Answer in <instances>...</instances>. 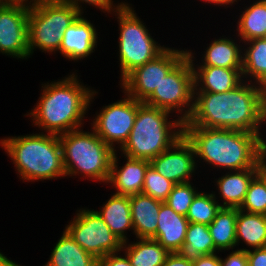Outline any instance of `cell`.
<instances>
[{
  "mask_svg": "<svg viewBox=\"0 0 266 266\" xmlns=\"http://www.w3.org/2000/svg\"><path fill=\"white\" fill-rule=\"evenodd\" d=\"M238 20L236 30L242 41L266 38V0H258L245 8Z\"/></svg>",
  "mask_w": 266,
  "mask_h": 266,
  "instance_id": "f1b7e54d",
  "label": "cell"
},
{
  "mask_svg": "<svg viewBox=\"0 0 266 266\" xmlns=\"http://www.w3.org/2000/svg\"><path fill=\"white\" fill-rule=\"evenodd\" d=\"M162 201L142 193L130 196L133 233L136 238H153L158 228Z\"/></svg>",
  "mask_w": 266,
  "mask_h": 266,
  "instance_id": "d6986e66",
  "label": "cell"
},
{
  "mask_svg": "<svg viewBox=\"0 0 266 266\" xmlns=\"http://www.w3.org/2000/svg\"><path fill=\"white\" fill-rule=\"evenodd\" d=\"M205 2H208V3H213L214 5H220V6H222V5H232V4H234V2H237V0H204Z\"/></svg>",
  "mask_w": 266,
  "mask_h": 266,
  "instance_id": "b9f144b4",
  "label": "cell"
},
{
  "mask_svg": "<svg viewBox=\"0 0 266 266\" xmlns=\"http://www.w3.org/2000/svg\"><path fill=\"white\" fill-rule=\"evenodd\" d=\"M71 221L65 231L96 259L122 251V241L111 232L97 210L79 209Z\"/></svg>",
  "mask_w": 266,
  "mask_h": 266,
  "instance_id": "30bf717a",
  "label": "cell"
},
{
  "mask_svg": "<svg viewBox=\"0 0 266 266\" xmlns=\"http://www.w3.org/2000/svg\"><path fill=\"white\" fill-rule=\"evenodd\" d=\"M192 266H221L220 257L217 253L202 255L199 259L192 262Z\"/></svg>",
  "mask_w": 266,
  "mask_h": 266,
  "instance_id": "f35d334b",
  "label": "cell"
},
{
  "mask_svg": "<svg viewBox=\"0 0 266 266\" xmlns=\"http://www.w3.org/2000/svg\"><path fill=\"white\" fill-rule=\"evenodd\" d=\"M44 266H97V259L64 230Z\"/></svg>",
  "mask_w": 266,
  "mask_h": 266,
  "instance_id": "7402d4cb",
  "label": "cell"
},
{
  "mask_svg": "<svg viewBox=\"0 0 266 266\" xmlns=\"http://www.w3.org/2000/svg\"><path fill=\"white\" fill-rule=\"evenodd\" d=\"M178 253L191 262L202 255L217 253L208 225L189 222L185 241Z\"/></svg>",
  "mask_w": 266,
  "mask_h": 266,
  "instance_id": "484cf974",
  "label": "cell"
},
{
  "mask_svg": "<svg viewBox=\"0 0 266 266\" xmlns=\"http://www.w3.org/2000/svg\"><path fill=\"white\" fill-rule=\"evenodd\" d=\"M66 176L79 173L85 178L107 183L115 152L92 129H76L59 135Z\"/></svg>",
  "mask_w": 266,
  "mask_h": 266,
  "instance_id": "8992f818",
  "label": "cell"
},
{
  "mask_svg": "<svg viewBox=\"0 0 266 266\" xmlns=\"http://www.w3.org/2000/svg\"><path fill=\"white\" fill-rule=\"evenodd\" d=\"M175 183L160 175L151 165L147 168L142 194L164 202Z\"/></svg>",
  "mask_w": 266,
  "mask_h": 266,
  "instance_id": "1f68e13d",
  "label": "cell"
},
{
  "mask_svg": "<svg viewBox=\"0 0 266 266\" xmlns=\"http://www.w3.org/2000/svg\"><path fill=\"white\" fill-rule=\"evenodd\" d=\"M0 145L24 181L66 177L59 135L49 133L6 137Z\"/></svg>",
  "mask_w": 266,
  "mask_h": 266,
  "instance_id": "277c9868",
  "label": "cell"
},
{
  "mask_svg": "<svg viewBox=\"0 0 266 266\" xmlns=\"http://www.w3.org/2000/svg\"><path fill=\"white\" fill-rule=\"evenodd\" d=\"M28 17L29 8L26 6L0 5V53L20 59L30 57Z\"/></svg>",
  "mask_w": 266,
  "mask_h": 266,
  "instance_id": "4fadbf2b",
  "label": "cell"
},
{
  "mask_svg": "<svg viewBox=\"0 0 266 266\" xmlns=\"http://www.w3.org/2000/svg\"><path fill=\"white\" fill-rule=\"evenodd\" d=\"M192 143L183 135L171 147L150 160V165L175 184L190 182L197 163Z\"/></svg>",
  "mask_w": 266,
  "mask_h": 266,
  "instance_id": "5bb4252c",
  "label": "cell"
},
{
  "mask_svg": "<svg viewBox=\"0 0 266 266\" xmlns=\"http://www.w3.org/2000/svg\"><path fill=\"white\" fill-rule=\"evenodd\" d=\"M245 43L249 44L242 52V77L253 78L256 84L266 89V38H258ZM250 75V76H249Z\"/></svg>",
  "mask_w": 266,
  "mask_h": 266,
  "instance_id": "83f0119b",
  "label": "cell"
},
{
  "mask_svg": "<svg viewBox=\"0 0 266 266\" xmlns=\"http://www.w3.org/2000/svg\"><path fill=\"white\" fill-rule=\"evenodd\" d=\"M162 266H192V262L182 257L178 252L170 253Z\"/></svg>",
  "mask_w": 266,
  "mask_h": 266,
  "instance_id": "74e56055",
  "label": "cell"
},
{
  "mask_svg": "<svg viewBox=\"0 0 266 266\" xmlns=\"http://www.w3.org/2000/svg\"><path fill=\"white\" fill-rule=\"evenodd\" d=\"M69 4H71L75 9H77L81 14L83 13L82 11V5L80 3H87L89 5H92L95 8H98L102 10L104 13H109L111 14V11L114 13L115 10L120 8L124 3H118V5L113 4V0H63ZM79 2V3H78Z\"/></svg>",
  "mask_w": 266,
  "mask_h": 266,
  "instance_id": "836d02e7",
  "label": "cell"
},
{
  "mask_svg": "<svg viewBox=\"0 0 266 266\" xmlns=\"http://www.w3.org/2000/svg\"><path fill=\"white\" fill-rule=\"evenodd\" d=\"M119 22V61L122 81L135 68L156 58L167 47H161L146 29L133 8L125 3L114 11ZM135 12V13H134Z\"/></svg>",
  "mask_w": 266,
  "mask_h": 266,
  "instance_id": "ba28073f",
  "label": "cell"
},
{
  "mask_svg": "<svg viewBox=\"0 0 266 266\" xmlns=\"http://www.w3.org/2000/svg\"><path fill=\"white\" fill-rule=\"evenodd\" d=\"M82 15L66 28L61 40L59 52L71 61L88 57L97 46L96 28Z\"/></svg>",
  "mask_w": 266,
  "mask_h": 266,
  "instance_id": "9a60e30c",
  "label": "cell"
},
{
  "mask_svg": "<svg viewBox=\"0 0 266 266\" xmlns=\"http://www.w3.org/2000/svg\"><path fill=\"white\" fill-rule=\"evenodd\" d=\"M126 163L120 169L116 150L113 154L110 175L107 183L116 188V193L124 196H132L142 193L145 174L150 166V161L125 156Z\"/></svg>",
  "mask_w": 266,
  "mask_h": 266,
  "instance_id": "e0dca14e",
  "label": "cell"
},
{
  "mask_svg": "<svg viewBox=\"0 0 266 266\" xmlns=\"http://www.w3.org/2000/svg\"><path fill=\"white\" fill-rule=\"evenodd\" d=\"M245 82L228 92H194L193 111L184 127L241 130L263 137L260 125L266 123V89L252 80Z\"/></svg>",
  "mask_w": 266,
  "mask_h": 266,
  "instance_id": "6da1fadb",
  "label": "cell"
},
{
  "mask_svg": "<svg viewBox=\"0 0 266 266\" xmlns=\"http://www.w3.org/2000/svg\"><path fill=\"white\" fill-rule=\"evenodd\" d=\"M188 224L186 216L176 213L162 202L158 215V228L153 239L170 253L178 252L185 241Z\"/></svg>",
  "mask_w": 266,
  "mask_h": 266,
  "instance_id": "ac0fdd59",
  "label": "cell"
},
{
  "mask_svg": "<svg viewBox=\"0 0 266 266\" xmlns=\"http://www.w3.org/2000/svg\"><path fill=\"white\" fill-rule=\"evenodd\" d=\"M125 96L124 99L103 106L91 123L94 132L114 150V143H118L121 148L128 139L137 115L138 100L127 94Z\"/></svg>",
  "mask_w": 266,
  "mask_h": 266,
  "instance_id": "7c38bea8",
  "label": "cell"
},
{
  "mask_svg": "<svg viewBox=\"0 0 266 266\" xmlns=\"http://www.w3.org/2000/svg\"><path fill=\"white\" fill-rule=\"evenodd\" d=\"M0 266H21L14 261L9 260L2 252H0Z\"/></svg>",
  "mask_w": 266,
  "mask_h": 266,
  "instance_id": "60d3db41",
  "label": "cell"
},
{
  "mask_svg": "<svg viewBox=\"0 0 266 266\" xmlns=\"http://www.w3.org/2000/svg\"><path fill=\"white\" fill-rule=\"evenodd\" d=\"M79 81L77 75L72 73L65 79L48 82L42 86L43 93L36 107L26 116L49 134L60 135L81 128L97 92Z\"/></svg>",
  "mask_w": 266,
  "mask_h": 266,
  "instance_id": "3957f363",
  "label": "cell"
},
{
  "mask_svg": "<svg viewBox=\"0 0 266 266\" xmlns=\"http://www.w3.org/2000/svg\"><path fill=\"white\" fill-rule=\"evenodd\" d=\"M198 191L191 182L175 184L167 199L164 201L176 213L186 216L193 198Z\"/></svg>",
  "mask_w": 266,
  "mask_h": 266,
  "instance_id": "d6a6232c",
  "label": "cell"
},
{
  "mask_svg": "<svg viewBox=\"0 0 266 266\" xmlns=\"http://www.w3.org/2000/svg\"><path fill=\"white\" fill-rule=\"evenodd\" d=\"M266 156L253 168L238 171H229L216 180L219 194L223 198L222 207L240 208L243 204L248 187L252 179L258 174L260 165ZM232 172V173H231Z\"/></svg>",
  "mask_w": 266,
  "mask_h": 266,
  "instance_id": "ffe728a7",
  "label": "cell"
},
{
  "mask_svg": "<svg viewBox=\"0 0 266 266\" xmlns=\"http://www.w3.org/2000/svg\"><path fill=\"white\" fill-rule=\"evenodd\" d=\"M42 1L43 0H30V2L28 0H4V4H17V5H22V6H26L28 8H31V7L36 6L37 4H39Z\"/></svg>",
  "mask_w": 266,
  "mask_h": 266,
  "instance_id": "ab89813d",
  "label": "cell"
},
{
  "mask_svg": "<svg viewBox=\"0 0 266 266\" xmlns=\"http://www.w3.org/2000/svg\"><path fill=\"white\" fill-rule=\"evenodd\" d=\"M221 207L216 194L199 191L192 200L186 218L189 222L209 225Z\"/></svg>",
  "mask_w": 266,
  "mask_h": 266,
  "instance_id": "f546056e",
  "label": "cell"
},
{
  "mask_svg": "<svg viewBox=\"0 0 266 266\" xmlns=\"http://www.w3.org/2000/svg\"><path fill=\"white\" fill-rule=\"evenodd\" d=\"M187 50L166 48L156 58L135 68L122 81L124 94L145 102L159 83L185 56Z\"/></svg>",
  "mask_w": 266,
  "mask_h": 266,
  "instance_id": "8fae6325",
  "label": "cell"
},
{
  "mask_svg": "<svg viewBox=\"0 0 266 266\" xmlns=\"http://www.w3.org/2000/svg\"><path fill=\"white\" fill-rule=\"evenodd\" d=\"M4 4V0H0V5Z\"/></svg>",
  "mask_w": 266,
  "mask_h": 266,
  "instance_id": "ee69618b",
  "label": "cell"
},
{
  "mask_svg": "<svg viewBox=\"0 0 266 266\" xmlns=\"http://www.w3.org/2000/svg\"><path fill=\"white\" fill-rule=\"evenodd\" d=\"M235 40L229 38L215 39L206 48L204 60L200 66L222 68H242V50Z\"/></svg>",
  "mask_w": 266,
  "mask_h": 266,
  "instance_id": "d4e9b609",
  "label": "cell"
},
{
  "mask_svg": "<svg viewBox=\"0 0 266 266\" xmlns=\"http://www.w3.org/2000/svg\"><path fill=\"white\" fill-rule=\"evenodd\" d=\"M240 210L266 215V182L257 174L249 184Z\"/></svg>",
  "mask_w": 266,
  "mask_h": 266,
  "instance_id": "4dcf8cb0",
  "label": "cell"
},
{
  "mask_svg": "<svg viewBox=\"0 0 266 266\" xmlns=\"http://www.w3.org/2000/svg\"><path fill=\"white\" fill-rule=\"evenodd\" d=\"M220 264L221 266H248L247 252L236 249L224 260L220 258Z\"/></svg>",
  "mask_w": 266,
  "mask_h": 266,
  "instance_id": "e575fe53",
  "label": "cell"
},
{
  "mask_svg": "<svg viewBox=\"0 0 266 266\" xmlns=\"http://www.w3.org/2000/svg\"><path fill=\"white\" fill-rule=\"evenodd\" d=\"M194 54L187 51L194 73V92H228L242 81V68H222L213 66H194ZM197 69V70H196Z\"/></svg>",
  "mask_w": 266,
  "mask_h": 266,
  "instance_id": "2e32d148",
  "label": "cell"
},
{
  "mask_svg": "<svg viewBox=\"0 0 266 266\" xmlns=\"http://www.w3.org/2000/svg\"><path fill=\"white\" fill-rule=\"evenodd\" d=\"M105 221L111 232L116 235L122 243L128 242L126 230H133L130 211V196L113 194L111 198L97 211Z\"/></svg>",
  "mask_w": 266,
  "mask_h": 266,
  "instance_id": "44dd1931",
  "label": "cell"
},
{
  "mask_svg": "<svg viewBox=\"0 0 266 266\" xmlns=\"http://www.w3.org/2000/svg\"><path fill=\"white\" fill-rule=\"evenodd\" d=\"M241 240L252 249L266 247V215L237 208L236 246Z\"/></svg>",
  "mask_w": 266,
  "mask_h": 266,
  "instance_id": "603a6c76",
  "label": "cell"
},
{
  "mask_svg": "<svg viewBox=\"0 0 266 266\" xmlns=\"http://www.w3.org/2000/svg\"><path fill=\"white\" fill-rule=\"evenodd\" d=\"M236 218L237 208L221 207L208 225L217 252L236 246Z\"/></svg>",
  "mask_w": 266,
  "mask_h": 266,
  "instance_id": "4316f807",
  "label": "cell"
},
{
  "mask_svg": "<svg viewBox=\"0 0 266 266\" xmlns=\"http://www.w3.org/2000/svg\"><path fill=\"white\" fill-rule=\"evenodd\" d=\"M81 13L63 0H43L29 8L28 47L42 52L59 51L63 34Z\"/></svg>",
  "mask_w": 266,
  "mask_h": 266,
  "instance_id": "52a82bcc",
  "label": "cell"
},
{
  "mask_svg": "<svg viewBox=\"0 0 266 266\" xmlns=\"http://www.w3.org/2000/svg\"><path fill=\"white\" fill-rule=\"evenodd\" d=\"M183 131L196 158L219 168H253L266 156V141L256 133L204 127H184Z\"/></svg>",
  "mask_w": 266,
  "mask_h": 266,
  "instance_id": "7a4b0ae2",
  "label": "cell"
},
{
  "mask_svg": "<svg viewBox=\"0 0 266 266\" xmlns=\"http://www.w3.org/2000/svg\"><path fill=\"white\" fill-rule=\"evenodd\" d=\"M138 242H124L122 251L133 266H162L170 254L157 240L139 238ZM124 249V250H123Z\"/></svg>",
  "mask_w": 266,
  "mask_h": 266,
  "instance_id": "cb8c5ba5",
  "label": "cell"
},
{
  "mask_svg": "<svg viewBox=\"0 0 266 266\" xmlns=\"http://www.w3.org/2000/svg\"><path fill=\"white\" fill-rule=\"evenodd\" d=\"M120 253L108 254L97 259V266H133L128 257L118 256Z\"/></svg>",
  "mask_w": 266,
  "mask_h": 266,
  "instance_id": "8d00e7d4",
  "label": "cell"
},
{
  "mask_svg": "<svg viewBox=\"0 0 266 266\" xmlns=\"http://www.w3.org/2000/svg\"><path fill=\"white\" fill-rule=\"evenodd\" d=\"M193 100L194 73L190 58L186 55L162 78L159 86L144 103L170 113L178 111L182 114L178 118L185 123L193 111Z\"/></svg>",
  "mask_w": 266,
  "mask_h": 266,
  "instance_id": "9c48e42d",
  "label": "cell"
},
{
  "mask_svg": "<svg viewBox=\"0 0 266 266\" xmlns=\"http://www.w3.org/2000/svg\"><path fill=\"white\" fill-rule=\"evenodd\" d=\"M258 175L266 182V160L260 165Z\"/></svg>",
  "mask_w": 266,
  "mask_h": 266,
  "instance_id": "7bdbcfd3",
  "label": "cell"
},
{
  "mask_svg": "<svg viewBox=\"0 0 266 266\" xmlns=\"http://www.w3.org/2000/svg\"><path fill=\"white\" fill-rule=\"evenodd\" d=\"M247 252L248 266H266V247L250 249H237Z\"/></svg>",
  "mask_w": 266,
  "mask_h": 266,
  "instance_id": "d590c367",
  "label": "cell"
},
{
  "mask_svg": "<svg viewBox=\"0 0 266 266\" xmlns=\"http://www.w3.org/2000/svg\"><path fill=\"white\" fill-rule=\"evenodd\" d=\"M168 115L166 110L138 101L133 128L120 148L124 156L150 161L181 138L184 122L180 118L170 121Z\"/></svg>",
  "mask_w": 266,
  "mask_h": 266,
  "instance_id": "5b68a950",
  "label": "cell"
}]
</instances>
